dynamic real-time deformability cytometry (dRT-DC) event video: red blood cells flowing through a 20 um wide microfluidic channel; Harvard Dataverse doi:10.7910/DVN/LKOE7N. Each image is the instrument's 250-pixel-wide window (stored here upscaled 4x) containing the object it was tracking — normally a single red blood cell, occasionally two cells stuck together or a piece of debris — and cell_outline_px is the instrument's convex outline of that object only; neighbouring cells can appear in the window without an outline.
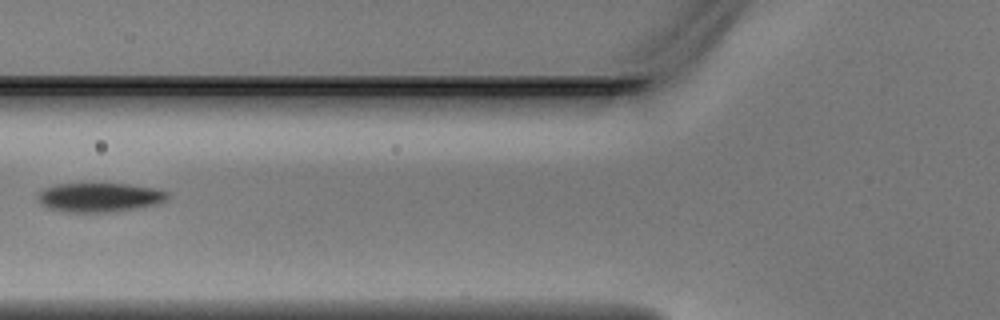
{"species": "Egyptian fruit bat (a non-hibernating species)", "species_latin": "Rousettus aegyptiacus", "temperature_condition": "warm", "stored_images_in_passage": 6, "camera_frame_rate_fps": 3000, "um_per_image_px": 0.085, "animal": {"sex": "male"}, "frame": {"image": 1, "passage_image": 5, "time_ms": 1.333, "image_size_px": [1000, 320], "cell_outline_px": [[168, 200], [160, 204], [136, 208], [108, 212], [64, 212], [48, 208], [40, 204], [36, 200], [36, 196], [44, 188], [56, 184], [128, 184], [152, 188], [168, 192]], "centroid_in_image_um": [8.43, 16.78], "position_along_channel_um": 117.4, "area_um2": 22.14}}
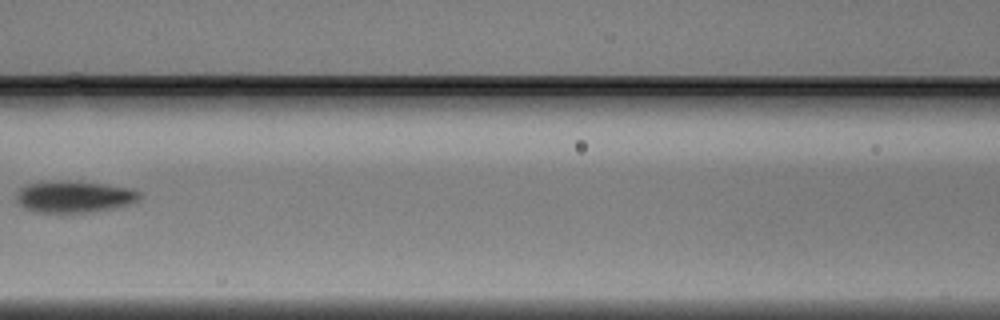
{"frame": {"image": 2, "passage_image": 6, "time_ms": 1.667, "image_size_px": [1000, 320], "cell_outline_px": [[140, 200], [128, 204], [112, 208], [84, 212], [36, 212], [24, 208], [16, 200], [16, 196], [20, 188], [32, 184], [104, 184], [128, 188], [140, 192]], "centroid_in_image_um": [6.34, 16.78], "position_along_channel_um": 160.3, "area_um2": 21.21}}